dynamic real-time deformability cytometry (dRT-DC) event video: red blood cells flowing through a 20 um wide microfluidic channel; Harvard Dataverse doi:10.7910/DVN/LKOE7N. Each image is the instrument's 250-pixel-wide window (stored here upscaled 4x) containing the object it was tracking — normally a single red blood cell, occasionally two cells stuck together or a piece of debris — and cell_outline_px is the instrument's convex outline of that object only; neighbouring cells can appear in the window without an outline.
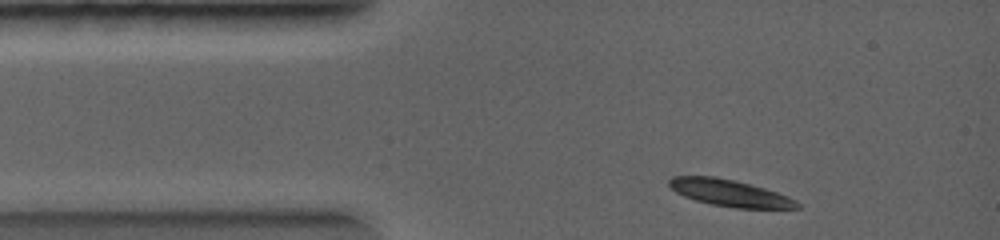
{"species": "common noctule bat (a hibernating species)", "species_latin": "Nyctalus noctula", "temperature_condition": "warm", "stored_images_in_passage": 20, "camera_frame_rate_fps": 5000, "um_per_image_px": 0.085, "animal": {"sex": "female", "body_mass_g": 19.0, "forearm_length_mm": 56.7}, "frame": {"image": 1, "passage_image": 1, "time_ms": 0.0, "image_size_px": [1000, 240], "cell_outline_px": [[800, 208], [732, 208], [712, 204], [696, 200], [684, 196], [668, 188], [668, 180], [672, 176], [712, 176], [732, 180], [748, 184], [776, 192], [800, 204]], "centroid_in_image_um": [61.92, 16.4], "position_along_channel_um": 23.1, "area_um2": 19.54}}
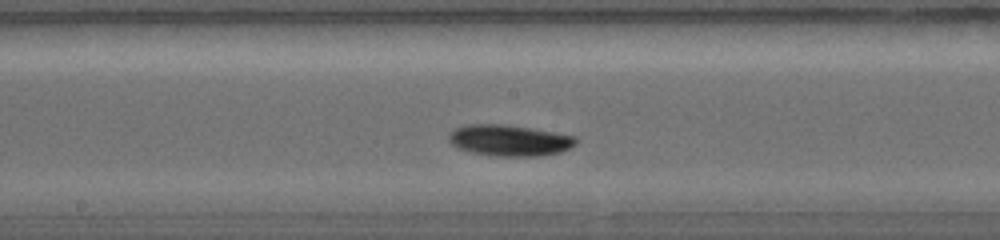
{"frame": {"image": 2, "passage_image": 12, "time_ms": 3.6, "image_size_px": [1000, 240], "cell_outline_px": [[576, 144], [560, 152], [540, 156], [492, 156], [472, 152], [456, 148], [448, 140], [448, 136], [456, 128], [464, 124], [504, 124], [576, 136]], "centroid_in_image_um": [43.26, 11.94], "position_along_channel_um": 204.9, "area_um2": 23.0}}